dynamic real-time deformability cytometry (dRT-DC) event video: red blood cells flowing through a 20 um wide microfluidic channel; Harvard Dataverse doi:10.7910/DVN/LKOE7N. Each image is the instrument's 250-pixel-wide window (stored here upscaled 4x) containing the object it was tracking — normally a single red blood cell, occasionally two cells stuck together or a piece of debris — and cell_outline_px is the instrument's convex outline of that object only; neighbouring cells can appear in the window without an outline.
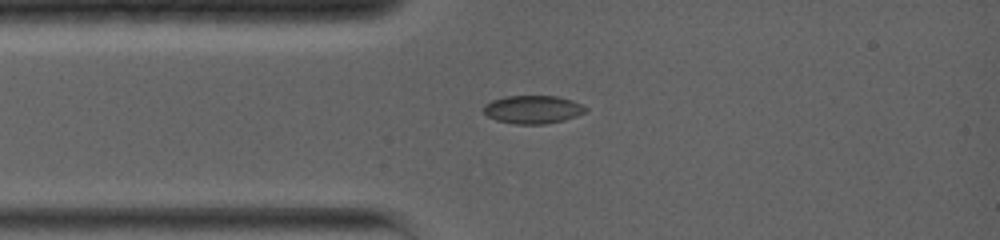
{"species": "common noctule bat (a hibernating species)", "species_latin": "Nyctalus noctula", "temperature_condition": "warm", "stored_images_in_passage": 40, "camera_frame_rate_fps": 5000, "um_per_image_px": 0.085, "animal": {"sex": "female", "body_mass_g": 19.0, "forearm_length_mm": 56.7}, "frame": {"image": 1, "passage_image": 1, "time_ms": 0.0, "image_size_px": [1000, 240], "cell_outline_px": [[588, 108], [584, 112], [576, 116], [564, 120], [544, 124], [512, 124], [496, 120], [488, 116], [484, 112], [484, 104], [492, 100], [504, 96], [556, 96], [572, 100]], "centroid_in_image_um": [45.27, 9.31], "position_along_channel_um": 39.7, "area_um2": 16.7}}
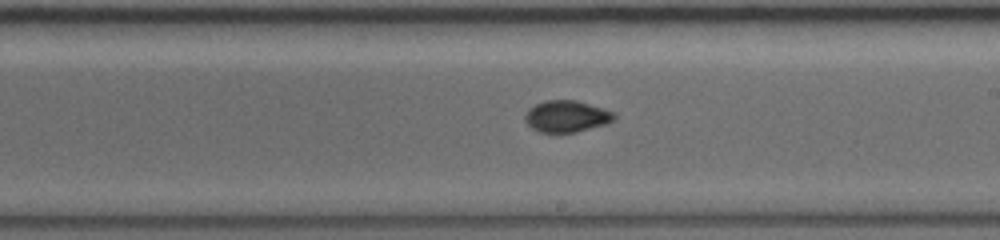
{"frame": {"image": 2, "passage_image": 16, "time_ms": 5.2, "image_size_px": [1000, 240], "cell_outline_px": [[616, 116], [608, 124], [576, 132], [540, 132], [532, 128], [524, 120], [524, 116], [528, 108], [544, 100], [576, 100], [604, 108], [616, 112]], "centroid_in_image_um": [48.18, 9.88], "position_along_channel_um": 240.8, "area_um2": 16.59}}
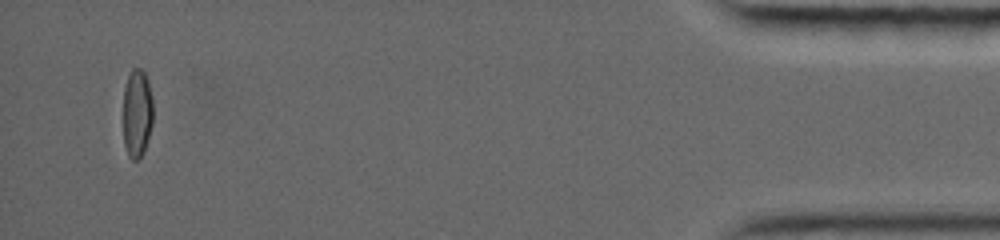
{"frame": {"image": 3, "passage_image": 37, "time_ms": 12.4, "image_size_px": [1000, 240], "cell_outline_px": [[152, 124], [144, 152], [140, 160], [132, 160], [128, 156], [124, 144], [124, 88], [128, 76], [132, 68], [140, 68], [144, 72], [148, 80], [152, 100]], "centroid_in_image_um": [11.65, 9.65], "position_along_channel_um": 423.5, "area_um2": 15.43}}